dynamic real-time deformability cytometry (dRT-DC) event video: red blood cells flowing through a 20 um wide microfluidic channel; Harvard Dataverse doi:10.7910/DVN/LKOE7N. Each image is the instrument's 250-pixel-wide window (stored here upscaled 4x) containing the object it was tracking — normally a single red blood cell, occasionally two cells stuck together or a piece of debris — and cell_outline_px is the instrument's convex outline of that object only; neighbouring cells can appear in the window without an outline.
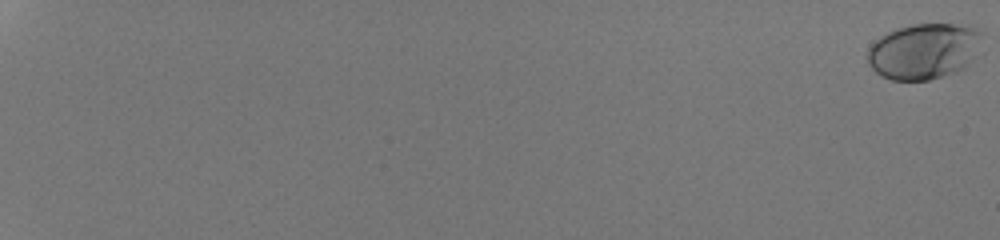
{"species": "human", "species_latin": "Homo sapiens", "temperature_condition": "room temperature", "stored_images_in_passage": 56, "camera_frame_rate_fps": 3000, "um_per_image_px": 0.085, "donor": {"sex": "male"}, "frame": {"image": 1, "passage_image": 1, "time_ms": 0.0, "image_size_px": [1000, 240], "cell_outline_px": [[984, 32], [964, 68], [956, 72], [928, 80], [892, 80], [876, 72], [868, 64], [868, 48], [880, 36], [896, 28], [912, 24], [952, 24], [976, 28]], "centroid_in_image_um": [78.47, 4.34], "position_along_channel_um": 6.5, "area_um2": 36.65}}
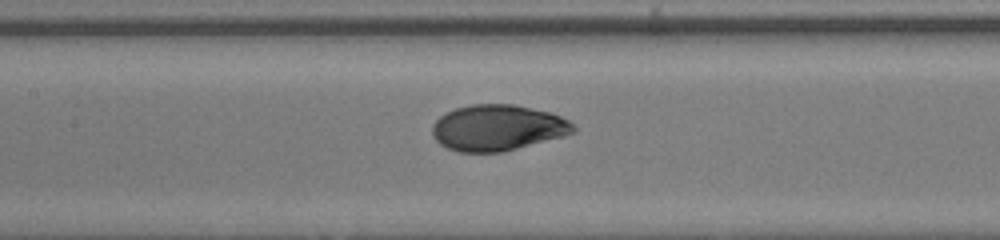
{"frame": {"image": 2, "passage_image": 33, "time_ms": 10.667, "image_size_px": [1000, 240], "cell_outline_px": [[576, 132], [516, 148], [500, 152], [460, 152], [448, 148], [440, 144], [432, 136], [432, 124], [440, 116], [456, 108], [472, 104], [512, 104], [552, 112], [568, 120], [576, 128]], "centroid_in_image_um": [42.28, 10.85], "position_along_channel_um": 165.1, "area_um2": 37.51}}
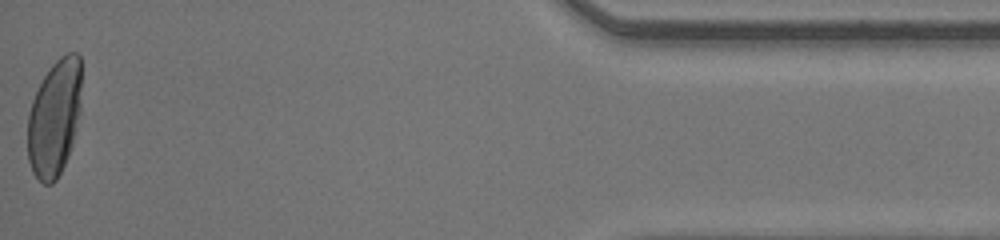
{"frame": {"image": 3, "passage_image": 56, "time_ms": 18.333, "image_size_px": [1000, 240], "cell_outline_px": [[80, 112], [72, 144], [68, 156], [56, 180], [52, 184], [44, 184], [32, 172], [28, 160], [28, 116], [32, 100], [44, 76], [52, 64], [60, 56], [68, 52], [76, 52], [80, 56]], "centroid_in_image_um": [4.63, 10.02], "position_along_channel_um": 430.6, "area_um2": 36.47}, "authors_computed_cell_mechanics": {"area_um2": 36.5874, "velocity_mm_per_s": 4.2531, "shape_relaxation_time_tau1_ms": 4.2284, "shape_relaxation_time_tau2_ms": null, "deformation_change_tau1": 0.1915, "deformation_change_tau2": null}}